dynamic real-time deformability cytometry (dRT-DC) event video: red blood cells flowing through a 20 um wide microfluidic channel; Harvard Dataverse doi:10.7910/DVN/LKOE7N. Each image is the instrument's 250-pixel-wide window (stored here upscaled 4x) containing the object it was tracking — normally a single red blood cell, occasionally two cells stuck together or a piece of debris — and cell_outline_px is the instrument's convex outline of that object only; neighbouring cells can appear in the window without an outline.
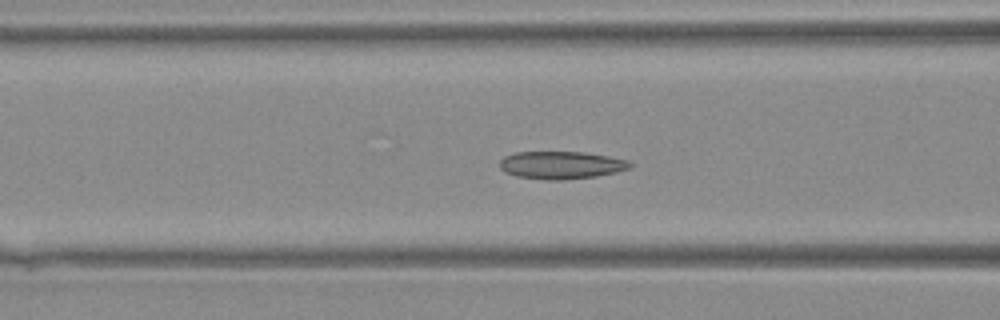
{"species": "Egyptian fruit bat (a non-hibernating species)", "species_latin": "Rousettus aegyptiacus", "temperature_condition": "warm", "stored_images_in_passage": 31, "camera_frame_rate_fps": 3000, "um_per_image_px": 0.085, "animal": {"sex": "female"}, "frame": {"image": 1, "passage_image": 6, "time_ms": 1.667, "image_size_px": [1000, 320], "cell_outline_px": [[632, 164], [628, 168], [616, 172], [596, 176], [560, 180], [544, 180], [516, 176], [504, 172], [500, 168], [500, 160], [504, 156], [516, 152], [584, 152], [608, 156], [628, 160]], "centroid_in_image_um": [47.66, 14.03], "position_along_channel_um": 118.9, "area_um2": 20.98}}
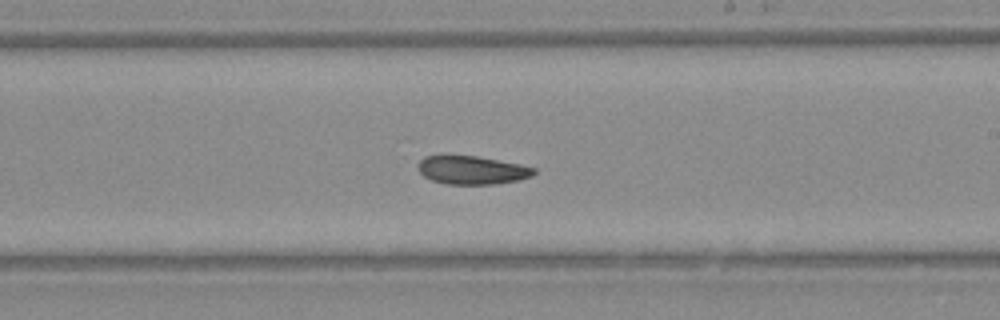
{"frame": {"image": 2, "passage_image": 14, "time_ms": 4.333, "image_size_px": [1000, 320], "cell_outline_px": [[536, 172], [532, 176], [520, 180], [492, 184], [448, 184], [432, 180], [424, 176], [420, 172], [416, 164], [424, 156], [476, 156], [520, 164], [536, 168]], "centroid_in_image_um": [40.13, 14.46], "position_along_channel_um": 248.9, "area_um2": 19.07}}
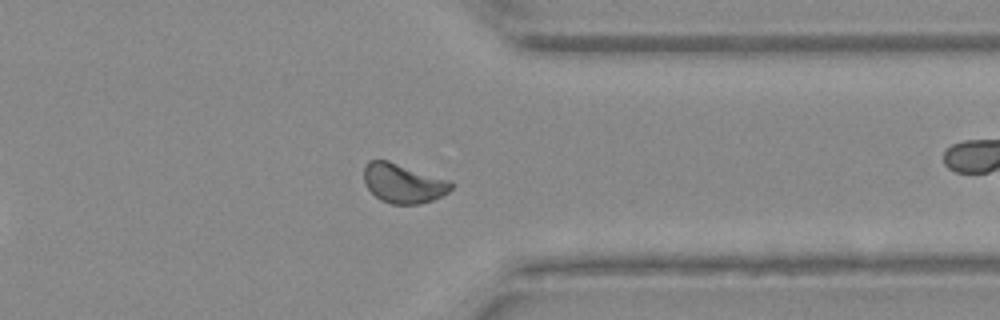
{"frame": {"image": 3, "passage_image": 22, "time_ms": 7.0, "image_size_px": [1000, 320], "cell_outline_px": [[452, 188], [448, 192], [432, 200], [420, 204], [392, 204], [380, 200], [368, 188], [364, 180], [364, 168], [368, 160], [388, 160], [452, 180]], "centroid_in_image_um": [34.29, 15.57], "position_along_channel_um": 377.1, "area_um2": 20.11}}